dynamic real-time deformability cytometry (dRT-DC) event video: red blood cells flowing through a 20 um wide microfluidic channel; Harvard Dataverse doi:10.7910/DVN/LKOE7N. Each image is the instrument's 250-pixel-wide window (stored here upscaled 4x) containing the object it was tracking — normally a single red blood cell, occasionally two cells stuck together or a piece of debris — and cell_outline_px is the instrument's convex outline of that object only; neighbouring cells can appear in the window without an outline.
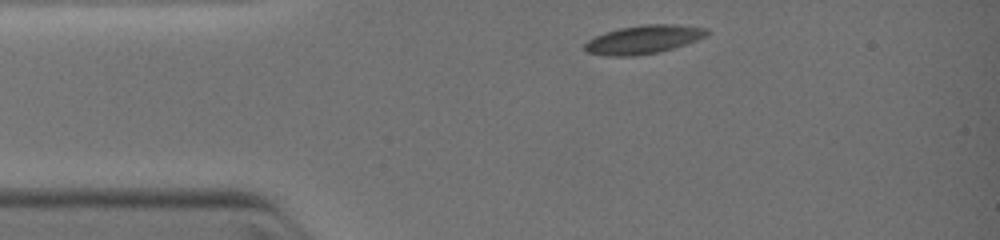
{"species": "common noctule bat (a hibernating species)", "species_latin": "Nyctalus noctula", "temperature_condition": "warm", "stored_images_in_passage": 3, "camera_frame_rate_fps": 3000, "um_per_image_px": 0.085, "animal": {"sex": "female", "body_mass_g": 19.0, "forearm_length_mm": 51.5}, "frame": {"image": 1, "passage_image": 1, "time_ms": 0.0, "image_size_px": [1000, 240], "cell_outline_px": [[708, 32], [704, 36], [696, 40], [672, 48], [656, 52], [632, 56], [608, 56], [588, 52], [584, 48], [584, 44], [588, 40], [604, 32], [620, 28], [644, 24], [676, 24], [708, 28]], "centroid_in_image_um": [54.67, 3.34], "position_along_channel_um": 30.3, "area_um2": 20.0}}
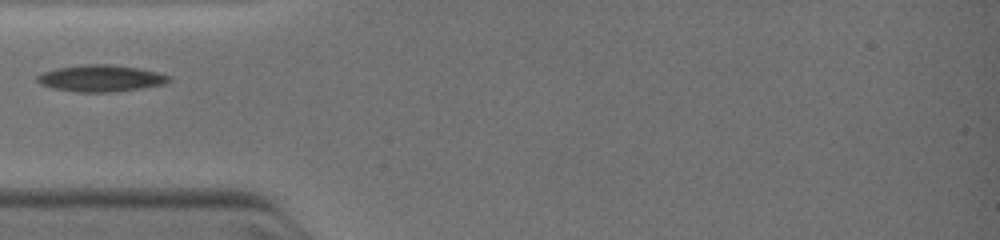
{"frame": {"image": 2, "passage_image": 3, "time_ms": 1.667, "image_size_px": [1000, 240], "cell_outline_px": [[172, 80], [164, 84], [140, 88], [112, 92], [80, 92], [52, 88], [40, 84], [36, 80], [36, 76], [44, 72], [56, 68], [84, 64], [108, 64], [140, 68], [156, 72], [168, 76]], "centroid_in_image_um": [8.54, 6.65], "position_along_channel_um": 76.5, "area_um2": 20.35}}